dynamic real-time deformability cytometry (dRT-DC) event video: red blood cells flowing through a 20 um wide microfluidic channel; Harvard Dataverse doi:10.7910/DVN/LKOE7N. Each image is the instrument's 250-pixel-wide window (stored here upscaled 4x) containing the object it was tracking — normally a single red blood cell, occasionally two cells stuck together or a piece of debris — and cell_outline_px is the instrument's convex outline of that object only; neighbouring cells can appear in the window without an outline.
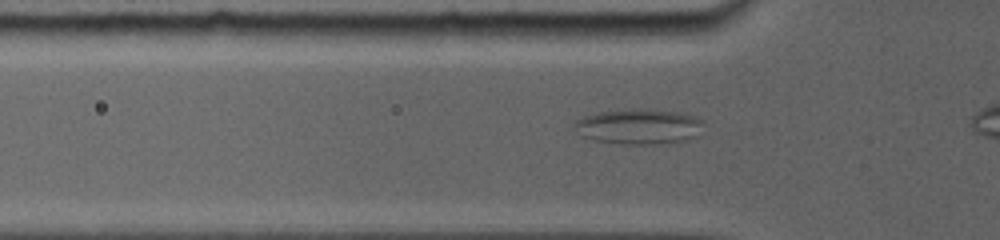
{"species": "common noctule bat (a hibernating species)", "species_latin": "Nyctalus noctula", "temperature_condition": "room temperature", "stored_images_in_passage": 29, "segment_of_instrument_passage": [1, 2], "camera_frame_rate_fps": 5000, "um_per_image_px": 0.085, "animal": {"sex": "female", "body_mass_g": 19.0, "forearm_length_mm": 56.7}, "frame": {"image": 1, "passage_image": 5, "time_ms": 1.6, "image_size_px": [1000, 240], "cell_outline_px": [[704, 124], [696, 136], [688, 140], [660, 144], [620, 144], [596, 140], [580, 136], [572, 124], [576, 120], [584, 116], [600, 112], [632, 108], [640, 108], [676, 112], [696, 116], [704, 120]], "centroid_in_image_um": [54.31, 10.75], "position_along_channel_um": 71.5, "area_um2": 26.82}}
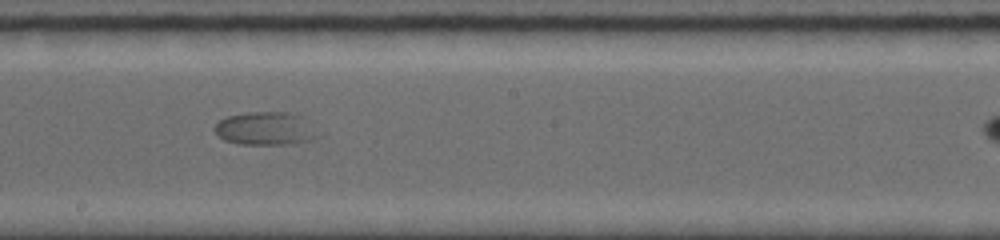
{"frame": {"image": 2, "passage_image": 16, "time_ms": 5.8, "image_size_px": [1000, 240], "cell_outline_px": [[316, 136], [312, 140], [288, 144], [240, 144], [224, 140], [216, 132], [216, 124], [220, 120], [228, 116], [248, 112], [288, 112], [304, 116]], "centroid_in_image_um": [22.54, 10.92], "position_along_channel_um": 225.7, "area_um2": 19.54}}
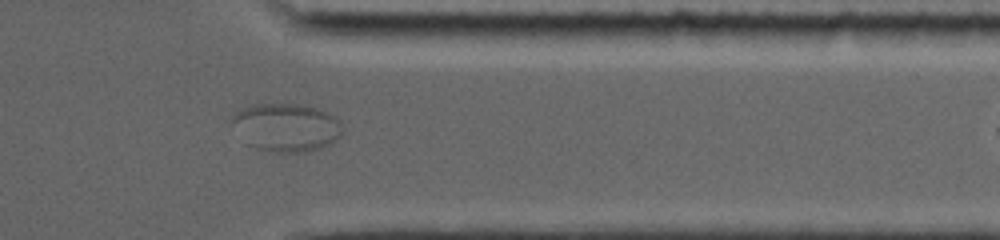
{"frame": {"image": 3, "passage_image": 26, "time_ms": 10.2, "image_size_px": [1000, 240], "cell_outline_px": [[344, 128], [340, 136], [332, 144], [308, 152], [276, 152], [256, 148], [248, 144], [228, 120], [240, 108], [256, 104], [296, 104], [316, 108], [328, 112], [336, 116], [340, 120]], "centroid_in_image_um": [24.36, 10.82], "position_along_channel_um": 387.0, "area_um2": 31.27}}